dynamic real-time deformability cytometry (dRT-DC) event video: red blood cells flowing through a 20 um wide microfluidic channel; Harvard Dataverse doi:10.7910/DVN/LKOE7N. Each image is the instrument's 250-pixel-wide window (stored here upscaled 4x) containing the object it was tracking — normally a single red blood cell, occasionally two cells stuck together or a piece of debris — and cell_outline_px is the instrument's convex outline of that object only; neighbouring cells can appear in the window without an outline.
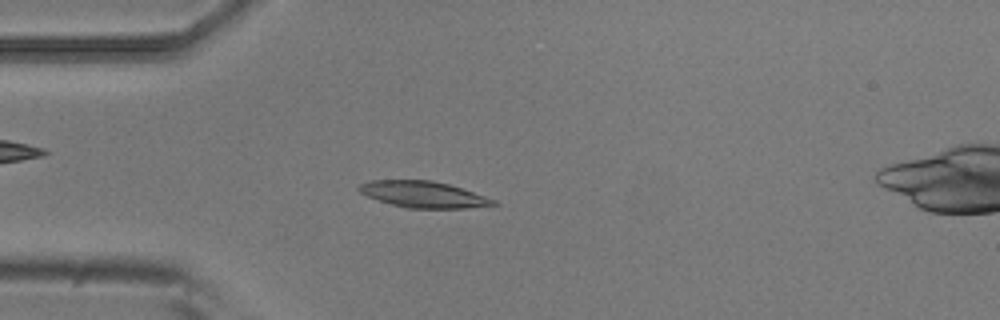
{"species": "common noctule bat (a hibernating species)", "species_latin": "Nyctalus noctula", "temperature_condition": "room temperature", "stored_images_in_passage": 4, "camera_frame_rate_fps": 3000, "um_per_image_px": 0.085, "animal": {"sex": "male", "body_mass_g": 20.5, "forearm_length_mm": 52.5}, "frame": {"image": 1, "passage_image": 3, "time_ms": 0.667, "image_size_px": [1000, 320], "cell_outline_px": [[500, 204], [464, 208], [408, 208], [392, 204], [368, 196], [360, 192], [356, 188], [360, 184], [368, 180], [432, 180], [448, 184], [496, 200]], "centroid_in_image_um": [35.96, 16.52], "position_along_channel_um": 49.0, "area_um2": 20.35}}